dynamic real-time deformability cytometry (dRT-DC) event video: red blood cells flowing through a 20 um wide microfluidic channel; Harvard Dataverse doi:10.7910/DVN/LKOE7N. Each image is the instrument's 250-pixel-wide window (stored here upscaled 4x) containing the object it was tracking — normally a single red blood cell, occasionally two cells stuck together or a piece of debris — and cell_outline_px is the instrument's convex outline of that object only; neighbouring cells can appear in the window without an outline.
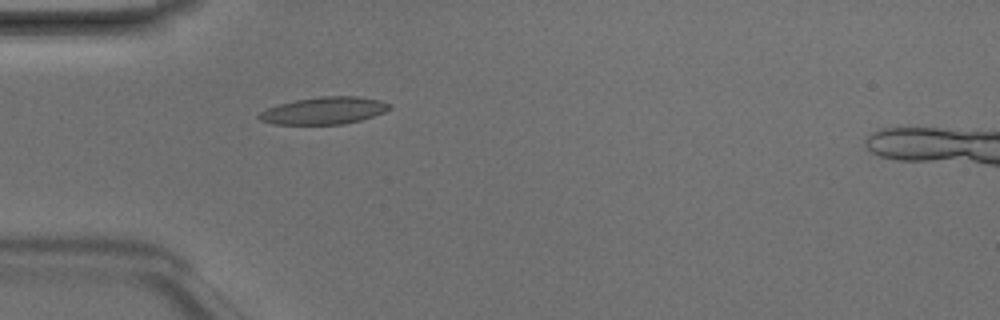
{"species": "Egyptian fruit bat (a non-hibernating species)", "species_latin": "Rousettus aegyptiacus", "temperature_condition": "room temperature", "stored_images_in_passage": 5, "camera_frame_rate_fps": 3000, "um_per_image_px": 0.085, "animal": {"sex": "male"}, "frame": {"image": 1, "passage_image": 5, "time_ms": 1.333, "image_size_px": [1000, 320], "cell_outline_px": [[392, 108], [384, 112], [360, 120], [344, 124], [272, 124], [260, 120], [256, 116], [260, 112], [268, 108], [280, 104], [296, 100], [320, 96], [356, 96], [380, 100], [392, 104]], "centroid_in_image_um": [27.55, 9.4], "position_along_channel_um": 57.4, "area_um2": 20.63}}